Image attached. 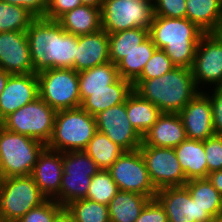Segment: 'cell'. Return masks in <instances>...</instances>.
Wrapping results in <instances>:
<instances>
[{
	"label": "cell",
	"mask_w": 222,
	"mask_h": 222,
	"mask_svg": "<svg viewBox=\"0 0 222 222\" xmlns=\"http://www.w3.org/2000/svg\"><path fill=\"white\" fill-rule=\"evenodd\" d=\"M26 34L36 73L53 68L73 69L77 36L66 32L58 21L35 18Z\"/></svg>",
	"instance_id": "cell-1"
},
{
	"label": "cell",
	"mask_w": 222,
	"mask_h": 222,
	"mask_svg": "<svg viewBox=\"0 0 222 222\" xmlns=\"http://www.w3.org/2000/svg\"><path fill=\"white\" fill-rule=\"evenodd\" d=\"M133 91L162 113H179L199 92L191 69L186 67H174L170 72L152 79H136Z\"/></svg>",
	"instance_id": "cell-2"
},
{
	"label": "cell",
	"mask_w": 222,
	"mask_h": 222,
	"mask_svg": "<svg viewBox=\"0 0 222 222\" xmlns=\"http://www.w3.org/2000/svg\"><path fill=\"white\" fill-rule=\"evenodd\" d=\"M204 32L187 18L154 16L149 37L162 49L176 67L193 65L196 47Z\"/></svg>",
	"instance_id": "cell-3"
},
{
	"label": "cell",
	"mask_w": 222,
	"mask_h": 222,
	"mask_svg": "<svg viewBox=\"0 0 222 222\" xmlns=\"http://www.w3.org/2000/svg\"><path fill=\"white\" fill-rule=\"evenodd\" d=\"M97 132L95 116L82 107L58 110L47 148L59 151H82Z\"/></svg>",
	"instance_id": "cell-4"
},
{
	"label": "cell",
	"mask_w": 222,
	"mask_h": 222,
	"mask_svg": "<svg viewBox=\"0 0 222 222\" xmlns=\"http://www.w3.org/2000/svg\"><path fill=\"white\" fill-rule=\"evenodd\" d=\"M46 147L27 135L6 130L0 125V172L3 178L32 174L39 154Z\"/></svg>",
	"instance_id": "cell-5"
},
{
	"label": "cell",
	"mask_w": 222,
	"mask_h": 222,
	"mask_svg": "<svg viewBox=\"0 0 222 222\" xmlns=\"http://www.w3.org/2000/svg\"><path fill=\"white\" fill-rule=\"evenodd\" d=\"M56 112L38 97L10 113L0 125L8 131L27 135L47 146L53 134Z\"/></svg>",
	"instance_id": "cell-6"
},
{
	"label": "cell",
	"mask_w": 222,
	"mask_h": 222,
	"mask_svg": "<svg viewBox=\"0 0 222 222\" xmlns=\"http://www.w3.org/2000/svg\"><path fill=\"white\" fill-rule=\"evenodd\" d=\"M46 199L31 175L3 178L0 189V219L2 222H17Z\"/></svg>",
	"instance_id": "cell-7"
},
{
	"label": "cell",
	"mask_w": 222,
	"mask_h": 222,
	"mask_svg": "<svg viewBox=\"0 0 222 222\" xmlns=\"http://www.w3.org/2000/svg\"><path fill=\"white\" fill-rule=\"evenodd\" d=\"M154 16L152 0H106L101 8V29L108 34L149 29Z\"/></svg>",
	"instance_id": "cell-8"
},
{
	"label": "cell",
	"mask_w": 222,
	"mask_h": 222,
	"mask_svg": "<svg viewBox=\"0 0 222 222\" xmlns=\"http://www.w3.org/2000/svg\"><path fill=\"white\" fill-rule=\"evenodd\" d=\"M37 74L39 97L56 111L81 107L78 72L72 68L45 69Z\"/></svg>",
	"instance_id": "cell-9"
},
{
	"label": "cell",
	"mask_w": 222,
	"mask_h": 222,
	"mask_svg": "<svg viewBox=\"0 0 222 222\" xmlns=\"http://www.w3.org/2000/svg\"><path fill=\"white\" fill-rule=\"evenodd\" d=\"M85 151L63 152V173L60 185V205L85 199L92 177L99 171Z\"/></svg>",
	"instance_id": "cell-10"
},
{
	"label": "cell",
	"mask_w": 222,
	"mask_h": 222,
	"mask_svg": "<svg viewBox=\"0 0 222 222\" xmlns=\"http://www.w3.org/2000/svg\"><path fill=\"white\" fill-rule=\"evenodd\" d=\"M191 71L199 91L222 86V32L200 38Z\"/></svg>",
	"instance_id": "cell-11"
},
{
	"label": "cell",
	"mask_w": 222,
	"mask_h": 222,
	"mask_svg": "<svg viewBox=\"0 0 222 222\" xmlns=\"http://www.w3.org/2000/svg\"><path fill=\"white\" fill-rule=\"evenodd\" d=\"M119 191L138 193L153 199L157 189L153 185L139 149L123 152L108 169Z\"/></svg>",
	"instance_id": "cell-12"
},
{
	"label": "cell",
	"mask_w": 222,
	"mask_h": 222,
	"mask_svg": "<svg viewBox=\"0 0 222 222\" xmlns=\"http://www.w3.org/2000/svg\"><path fill=\"white\" fill-rule=\"evenodd\" d=\"M150 179L157 190L165 187L184 186L187 182L174 148L139 147Z\"/></svg>",
	"instance_id": "cell-13"
},
{
	"label": "cell",
	"mask_w": 222,
	"mask_h": 222,
	"mask_svg": "<svg viewBox=\"0 0 222 222\" xmlns=\"http://www.w3.org/2000/svg\"><path fill=\"white\" fill-rule=\"evenodd\" d=\"M97 131L105 134L124 151H134L142 144V137L131 125L126 112V101L95 115Z\"/></svg>",
	"instance_id": "cell-14"
},
{
	"label": "cell",
	"mask_w": 222,
	"mask_h": 222,
	"mask_svg": "<svg viewBox=\"0 0 222 222\" xmlns=\"http://www.w3.org/2000/svg\"><path fill=\"white\" fill-rule=\"evenodd\" d=\"M0 68L11 75L36 73L26 31L0 33Z\"/></svg>",
	"instance_id": "cell-15"
},
{
	"label": "cell",
	"mask_w": 222,
	"mask_h": 222,
	"mask_svg": "<svg viewBox=\"0 0 222 222\" xmlns=\"http://www.w3.org/2000/svg\"><path fill=\"white\" fill-rule=\"evenodd\" d=\"M178 114L187 139L205 141L215 135L211 101L203 91H199Z\"/></svg>",
	"instance_id": "cell-16"
},
{
	"label": "cell",
	"mask_w": 222,
	"mask_h": 222,
	"mask_svg": "<svg viewBox=\"0 0 222 222\" xmlns=\"http://www.w3.org/2000/svg\"><path fill=\"white\" fill-rule=\"evenodd\" d=\"M38 97L39 82L36 73L10 75L0 95V122Z\"/></svg>",
	"instance_id": "cell-17"
},
{
	"label": "cell",
	"mask_w": 222,
	"mask_h": 222,
	"mask_svg": "<svg viewBox=\"0 0 222 222\" xmlns=\"http://www.w3.org/2000/svg\"><path fill=\"white\" fill-rule=\"evenodd\" d=\"M63 173V153L47 147L39 154L31 176L47 199L60 204V185Z\"/></svg>",
	"instance_id": "cell-18"
},
{
	"label": "cell",
	"mask_w": 222,
	"mask_h": 222,
	"mask_svg": "<svg viewBox=\"0 0 222 222\" xmlns=\"http://www.w3.org/2000/svg\"><path fill=\"white\" fill-rule=\"evenodd\" d=\"M109 58L108 33L103 29L77 36L76 56L73 69L77 72L105 64Z\"/></svg>",
	"instance_id": "cell-19"
},
{
	"label": "cell",
	"mask_w": 222,
	"mask_h": 222,
	"mask_svg": "<svg viewBox=\"0 0 222 222\" xmlns=\"http://www.w3.org/2000/svg\"><path fill=\"white\" fill-rule=\"evenodd\" d=\"M133 92V83L127 79L118 78L106 89L99 91H79L81 107L90 115L95 116L117 104H122Z\"/></svg>",
	"instance_id": "cell-20"
},
{
	"label": "cell",
	"mask_w": 222,
	"mask_h": 222,
	"mask_svg": "<svg viewBox=\"0 0 222 222\" xmlns=\"http://www.w3.org/2000/svg\"><path fill=\"white\" fill-rule=\"evenodd\" d=\"M187 139L178 113H162L155 124L142 137L147 146L174 148Z\"/></svg>",
	"instance_id": "cell-21"
},
{
	"label": "cell",
	"mask_w": 222,
	"mask_h": 222,
	"mask_svg": "<svg viewBox=\"0 0 222 222\" xmlns=\"http://www.w3.org/2000/svg\"><path fill=\"white\" fill-rule=\"evenodd\" d=\"M186 18L204 33L222 32V0H186Z\"/></svg>",
	"instance_id": "cell-22"
},
{
	"label": "cell",
	"mask_w": 222,
	"mask_h": 222,
	"mask_svg": "<svg viewBox=\"0 0 222 222\" xmlns=\"http://www.w3.org/2000/svg\"><path fill=\"white\" fill-rule=\"evenodd\" d=\"M186 180L207 178V157L204 141L186 139L174 147Z\"/></svg>",
	"instance_id": "cell-23"
},
{
	"label": "cell",
	"mask_w": 222,
	"mask_h": 222,
	"mask_svg": "<svg viewBox=\"0 0 222 222\" xmlns=\"http://www.w3.org/2000/svg\"><path fill=\"white\" fill-rule=\"evenodd\" d=\"M57 21L66 32L76 36L94 33L101 29V9L81 5Z\"/></svg>",
	"instance_id": "cell-24"
},
{
	"label": "cell",
	"mask_w": 222,
	"mask_h": 222,
	"mask_svg": "<svg viewBox=\"0 0 222 222\" xmlns=\"http://www.w3.org/2000/svg\"><path fill=\"white\" fill-rule=\"evenodd\" d=\"M155 198L164 207L168 222H188L190 193L185 186L161 188Z\"/></svg>",
	"instance_id": "cell-25"
},
{
	"label": "cell",
	"mask_w": 222,
	"mask_h": 222,
	"mask_svg": "<svg viewBox=\"0 0 222 222\" xmlns=\"http://www.w3.org/2000/svg\"><path fill=\"white\" fill-rule=\"evenodd\" d=\"M128 119L137 133L143 137L162 114L151 102L141 98L133 91L126 99Z\"/></svg>",
	"instance_id": "cell-26"
},
{
	"label": "cell",
	"mask_w": 222,
	"mask_h": 222,
	"mask_svg": "<svg viewBox=\"0 0 222 222\" xmlns=\"http://www.w3.org/2000/svg\"><path fill=\"white\" fill-rule=\"evenodd\" d=\"M149 197L126 191H118L108 204L110 222H135Z\"/></svg>",
	"instance_id": "cell-27"
},
{
	"label": "cell",
	"mask_w": 222,
	"mask_h": 222,
	"mask_svg": "<svg viewBox=\"0 0 222 222\" xmlns=\"http://www.w3.org/2000/svg\"><path fill=\"white\" fill-rule=\"evenodd\" d=\"M156 49L152 39L148 37L116 64L119 77L133 83L141 75L144 66Z\"/></svg>",
	"instance_id": "cell-28"
},
{
	"label": "cell",
	"mask_w": 222,
	"mask_h": 222,
	"mask_svg": "<svg viewBox=\"0 0 222 222\" xmlns=\"http://www.w3.org/2000/svg\"><path fill=\"white\" fill-rule=\"evenodd\" d=\"M184 186L197 205L212 218L222 214V195L207 178L188 180Z\"/></svg>",
	"instance_id": "cell-29"
},
{
	"label": "cell",
	"mask_w": 222,
	"mask_h": 222,
	"mask_svg": "<svg viewBox=\"0 0 222 222\" xmlns=\"http://www.w3.org/2000/svg\"><path fill=\"white\" fill-rule=\"evenodd\" d=\"M149 37V29L133 28L108 34L109 58L115 65Z\"/></svg>",
	"instance_id": "cell-30"
},
{
	"label": "cell",
	"mask_w": 222,
	"mask_h": 222,
	"mask_svg": "<svg viewBox=\"0 0 222 222\" xmlns=\"http://www.w3.org/2000/svg\"><path fill=\"white\" fill-rule=\"evenodd\" d=\"M97 164L99 169L108 170L118 157L125 152L105 134L97 131L83 150Z\"/></svg>",
	"instance_id": "cell-31"
},
{
	"label": "cell",
	"mask_w": 222,
	"mask_h": 222,
	"mask_svg": "<svg viewBox=\"0 0 222 222\" xmlns=\"http://www.w3.org/2000/svg\"><path fill=\"white\" fill-rule=\"evenodd\" d=\"M119 78L117 67L112 62L78 72L79 91H99L108 88Z\"/></svg>",
	"instance_id": "cell-32"
},
{
	"label": "cell",
	"mask_w": 222,
	"mask_h": 222,
	"mask_svg": "<svg viewBox=\"0 0 222 222\" xmlns=\"http://www.w3.org/2000/svg\"><path fill=\"white\" fill-rule=\"evenodd\" d=\"M35 18L26 8L0 0V33L26 31Z\"/></svg>",
	"instance_id": "cell-33"
},
{
	"label": "cell",
	"mask_w": 222,
	"mask_h": 222,
	"mask_svg": "<svg viewBox=\"0 0 222 222\" xmlns=\"http://www.w3.org/2000/svg\"><path fill=\"white\" fill-rule=\"evenodd\" d=\"M76 222H110L108 206L90 199H79L66 206Z\"/></svg>",
	"instance_id": "cell-34"
},
{
	"label": "cell",
	"mask_w": 222,
	"mask_h": 222,
	"mask_svg": "<svg viewBox=\"0 0 222 222\" xmlns=\"http://www.w3.org/2000/svg\"><path fill=\"white\" fill-rule=\"evenodd\" d=\"M118 191L109 171L100 169L91 179L86 198L108 206Z\"/></svg>",
	"instance_id": "cell-35"
},
{
	"label": "cell",
	"mask_w": 222,
	"mask_h": 222,
	"mask_svg": "<svg viewBox=\"0 0 222 222\" xmlns=\"http://www.w3.org/2000/svg\"><path fill=\"white\" fill-rule=\"evenodd\" d=\"M174 67L176 66L171 62V59L167 54L162 49H156L137 79L160 77L165 73L170 72Z\"/></svg>",
	"instance_id": "cell-36"
},
{
	"label": "cell",
	"mask_w": 222,
	"mask_h": 222,
	"mask_svg": "<svg viewBox=\"0 0 222 222\" xmlns=\"http://www.w3.org/2000/svg\"><path fill=\"white\" fill-rule=\"evenodd\" d=\"M54 199H46L40 205L28 211L17 222H52L56 213L62 208Z\"/></svg>",
	"instance_id": "cell-37"
},
{
	"label": "cell",
	"mask_w": 222,
	"mask_h": 222,
	"mask_svg": "<svg viewBox=\"0 0 222 222\" xmlns=\"http://www.w3.org/2000/svg\"><path fill=\"white\" fill-rule=\"evenodd\" d=\"M207 157V177L210 172L222 170V135H214L204 141Z\"/></svg>",
	"instance_id": "cell-38"
},
{
	"label": "cell",
	"mask_w": 222,
	"mask_h": 222,
	"mask_svg": "<svg viewBox=\"0 0 222 222\" xmlns=\"http://www.w3.org/2000/svg\"><path fill=\"white\" fill-rule=\"evenodd\" d=\"M155 16L186 18V0H152Z\"/></svg>",
	"instance_id": "cell-39"
},
{
	"label": "cell",
	"mask_w": 222,
	"mask_h": 222,
	"mask_svg": "<svg viewBox=\"0 0 222 222\" xmlns=\"http://www.w3.org/2000/svg\"><path fill=\"white\" fill-rule=\"evenodd\" d=\"M208 90L203 92L211 101L214 133L215 135H222V86Z\"/></svg>",
	"instance_id": "cell-40"
},
{
	"label": "cell",
	"mask_w": 222,
	"mask_h": 222,
	"mask_svg": "<svg viewBox=\"0 0 222 222\" xmlns=\"http://www.w3.org/2000/svg\"><path fill=\"white\" fill-rule=\"evenodd\" d=\"M135 222H168L164 207L156 199H150Z\"/></svg>",
	"instance_id": "cell-41"
},
{
	"label": "cell",
	"mask_w": 222,
	"mask_h": 222,
	"mask_svg": "<svg viewBox=\"0 0 222 222\" xmlns=\"http://www.w3.org/2000/svg\"><path fill=\"white\" fill-rule=\"evenodd\" d=\"M81 5L80 0H48V8L44 18L57 21L66 12Z\"/></svg>",
	"instance_id": "cell-42"
},
{
	"label": "cell",
	"mask_w": 222,
	"mask_h": 222,
	"mask_svg": "<svg viewBox=\"0 0 222 222\" xmlns=\"http://www.w3.org/2000/svg\"><path fill=\"white\" fill-rule=\"evenodd\" d=\"M12 5L26 8L36 18L45 17L48 8V0H2Z\"/></svg>",
	"instance_id": "cell-43"
},
{
	"label": "cell",
	"mask_w": 222,
	"mask_h": 222,
	"mask_svg": "<svg viewBox=\"0 0 222 222\" xmlns=\"http://www.w3.org/2000/svg\"><path fill=\"white\" fill-rule=\"evenodd\" d=\"M211 216L202 210L194 201L190 195V209H189V219L188 222H210Z\"/></svg>",
	"instance_id": "cell-44"
},
{
	"label": "cell",
	"mask_w": 222,
	"mask_h": 222,
	"mask_svg": "<svg viewBox=\"0 0 222 222\" xmlns=\"http://www.w3.org/2000/svg\"><path fill=\"white\" fill-rule=\"evenodd\" d=\"M207 179L213 187L222 195V170L210 172Z\"/></svg>",
	"instance_id": "cell-45"
},
{
	"label": "cell",
	"mask_w": 222,
	"mask_h": 222,
	"mask_svg": "<svg viewBox=\"0 0 222 222\" xmlns=\"http://www.w3.org/2000/svg\"><path fill=\"white\" fill-rule=\"evenodd\" d=\"M52 222H76L67 207H62L55 215Z\"/></svg>",
	"instance_id": "cell-46"
},
{
	"label": "cell",
	"mask_w": 222,
	"mask_h": 222,
	"mask_svg": "<svg viewBox=\"0 0 222 222\" xmlns=\"http://www.w3.org/2000/svg\"><path fill=\"white\" fill-rule=\"evenodd\" d=\"M82 5L101 9L106 0H80Z\"/></svg>",
	"instance_id": "cell-47"
},
{
	"label": "cell",
	"mask_w": 222,
	"mask_h": 222,
	"mask_svg": "<svg viewBox=\"0 0 222 222\" xmlns=\"http://www.w3.org/2000/svg\"><path fill=\"white\" fill-rule=\"evenodd\" d=\"M10 75L11 74L5 72L2 68H0V95L3 91V89L5 88Z\"/></svg>",
	"instance_id": "cell-48"
},
{
	"label": "cell",
	"mask_w": 222,
	"mask_h": 222,
	"mask_svg": "<svg viewBox=\"0 0 222 222\" xmlns=\"http://www.w3.org/2000/svg\"><path fill=\"white\" fill-rule=\"evenodd\" d=\"M210 222H222V214L214 216Z\"/></svg>",
	"instance_id": "cell-49"
},
{
	"label": "cell",
	"mask_w": 222,
	"mask_h": 222,
	"mask_svg": "<svg viewBox=\"0 0 222 222\" xmlns=\"http://www.w3.org/2000/svg\"><path fill=\"white\" fill-rule=\"evenodd\" d=\"M2 179H3V177H2L1 172H0V189H1Z\"/></svg>",
	"instance_id": "cell-50"
}]
</instances>
